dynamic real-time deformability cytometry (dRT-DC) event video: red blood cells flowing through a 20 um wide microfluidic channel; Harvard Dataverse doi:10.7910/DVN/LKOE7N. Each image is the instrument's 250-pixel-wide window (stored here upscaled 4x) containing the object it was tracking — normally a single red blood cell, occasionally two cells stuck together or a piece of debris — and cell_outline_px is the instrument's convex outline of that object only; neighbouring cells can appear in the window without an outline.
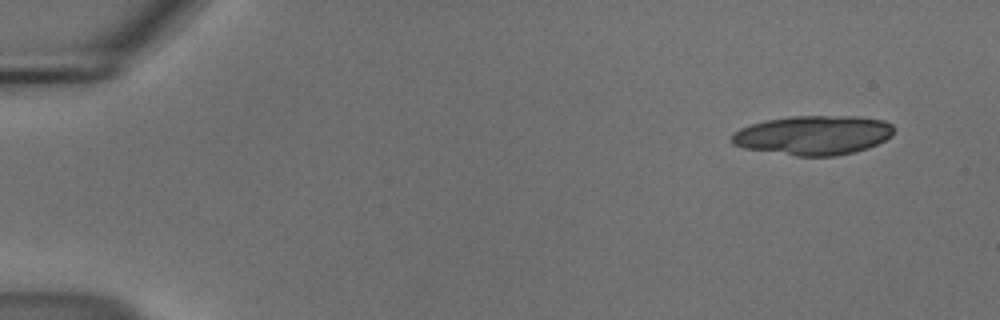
{"species": "common noctule bat (a hibernating species)", "species_latin": "Nyctalus noctula", "temperature_condition": "cold", "stored_images_in_passage": 39, "camera_frame_rate_fps": 3000, "um_per_image_px": 0.085, "animal": {"sex": "male", "body_mass_g": 18.8}, "frame": {"image": 1, "passage_image": 1, "time_ms": 0.0, "image_size_px": [1000, 320], "cell_outline_px": [[892, 136], [868, 148], [836, 156], [796, 156], [744, 148], [732, 144], [728, 140], [740, 128], [764, 120], [788, 116], [856, 116], [884, 120], [892, 124]], "centroid_in_image_um": [69.11, 11.49], "position_along_channel_um": 15.9, "area_um2": 37.22}}